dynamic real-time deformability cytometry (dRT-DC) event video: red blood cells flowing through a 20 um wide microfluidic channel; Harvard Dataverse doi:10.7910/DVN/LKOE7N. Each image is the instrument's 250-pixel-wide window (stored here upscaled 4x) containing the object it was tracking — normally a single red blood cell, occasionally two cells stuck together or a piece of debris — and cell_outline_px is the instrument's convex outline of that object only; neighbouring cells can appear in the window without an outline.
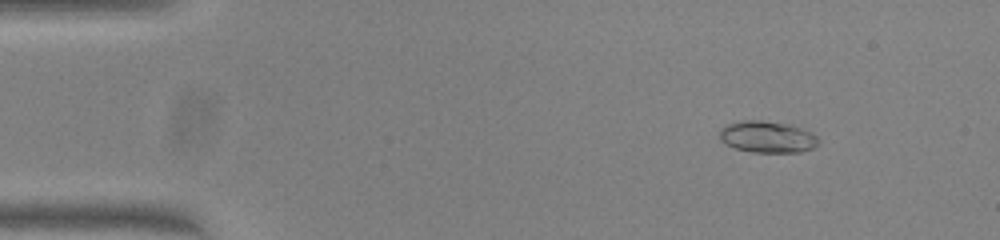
{"species": "common noctule bat (a hibernating species)", "species_latin": "Nyctalus noctula", "temperature_condition": "warm", "stored_images_in_passage": 48, "camera_frame_rate_fps": 3000, "um_per_image_px": 0.085, "animal": {"sex": "female", "body_mass_g": 23.0, "forearm_length_mm": 53.4}, "frame": {"image": 1, "passage_image": 4, "time_ms": 1.0, "image_size_px": [1000, 240], "cell_outline_px": [[820, 140], [812, 148], [800, 152], [752, 152], [736, 148], [724, 144], [720, 140], [720, 128], [728, 124], [740, 120], [760, 120], [788, 124], [812, 132]], "centroid_in_image_um": [65.2, 11.63], "position_along_channel_um": 19.8, "area_um2": 18.21}}
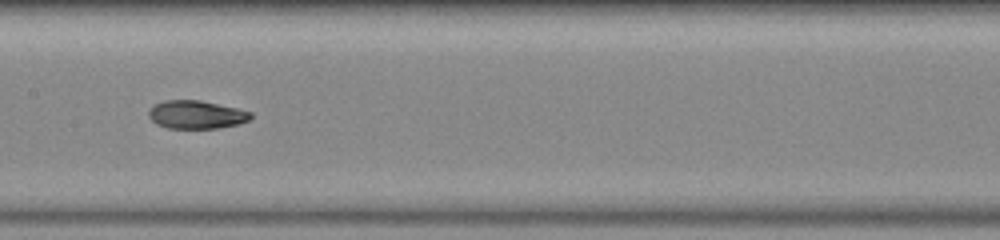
{"frame": {"image": 2, "passage_image": 23, "time_ms": 7.333, "image_size_px": [1000, 240], "cell_outline_px": [[252, 116], [248, 120], [236, 124], [216, 128], [168, 128], [156, 124], [148, 116], [148, 108], [164, 100], [200, 100], [236, 108], [252, 112]], "centroid_in_image_um": [16.64, 9.73], "position_along_channel_um": 190.8, "area_um2": 16.65}}
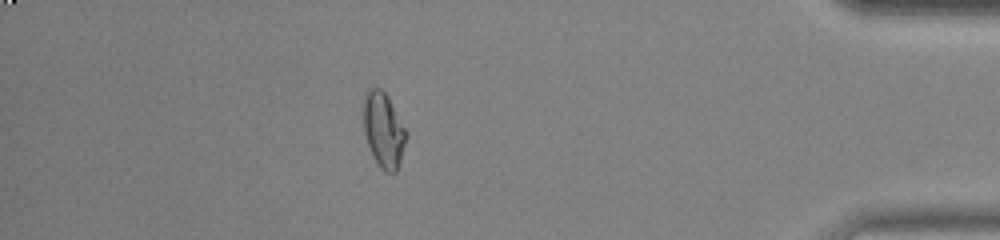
{"frame": {"image": 3, "passage_image": 42, "time_ms": 13.667, "image_size_px": [1000, 240], "cell_outline_px": [[408, 136], [396, 172], [384, 172], [380, 168], [372, 156], [364, 132], [364, 96], [368, 88], [380, 88], [388, 96], [408, 132]], "centroid_in_image_um": [32.62, 11.05], "position_along_channel_um": 402.6, "area_um2": 18.79}, "authors_computed_cell_mechanics": {"area_um2": 17.5134, "velocity_mm_per_s": 4.0607, "shape_relaxation_time_tau1_ms": null, "shape_relaxation_time_tau2_ms": 1.2778, "deformation_change_tau1": null, "deformation_change_tau2": 0.0435}}